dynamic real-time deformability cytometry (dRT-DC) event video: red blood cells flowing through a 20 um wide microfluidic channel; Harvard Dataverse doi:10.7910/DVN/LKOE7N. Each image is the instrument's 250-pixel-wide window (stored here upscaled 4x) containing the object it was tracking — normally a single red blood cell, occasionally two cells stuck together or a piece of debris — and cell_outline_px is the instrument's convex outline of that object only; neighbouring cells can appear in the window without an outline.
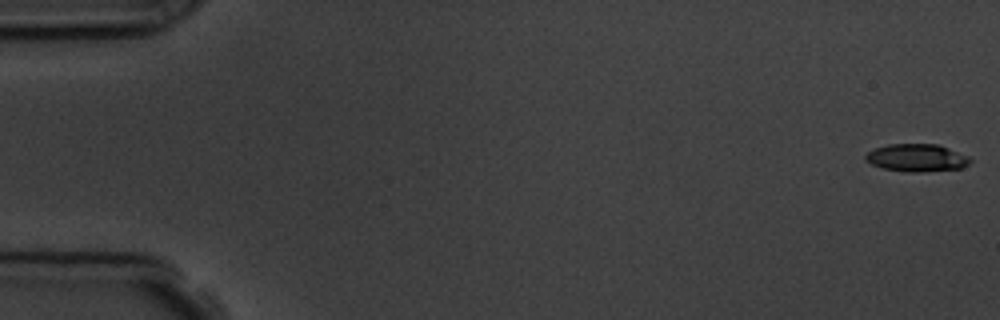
{"species": "common noctule bat (a hibernating species)", "species_latin": "Nyctalus noctula", "temperature_condition": "room temperature", "stored_images_in_passage": 8, "camera_frame_rate_fps": 3000, "um_per_image_px": 0.085, "animal": {"sex": "male", "body_mass_g": 19.5, "forearm_length_mm": 54.6}, "frame": {"image": 1, "passage_image": 1, "time_ms": 0.0, "image_size_px": [1000, 320], "cell_outline_px": [[972, 160], [968, 164], [960, 168], [924, 172], [904, 172], [884, 168], [872, 164], [864, 160], [864, 156], [868, 152], [876, 148], [888, 144], [940, 144], [968, 156]], "centroid_in_image_um": [77.92, 13.41], "position_along_channel_um": 7.1, "area_um2": 16.88}}